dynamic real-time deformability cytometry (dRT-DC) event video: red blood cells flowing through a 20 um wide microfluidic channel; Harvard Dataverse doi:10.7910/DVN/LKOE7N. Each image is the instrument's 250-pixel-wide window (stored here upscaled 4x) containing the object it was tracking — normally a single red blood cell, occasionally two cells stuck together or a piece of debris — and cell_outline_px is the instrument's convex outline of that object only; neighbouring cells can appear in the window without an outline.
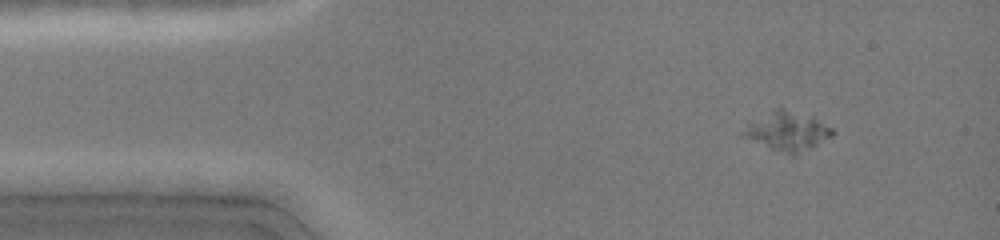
{"species": "common noctule bat (a hibernating species)", "species_latin": "Nyctalus noctula", "temperature_condition": "cold", "stored_images_in_passage": 18, "camera_frame_rate_fps": 3000, "um_per_image_px": 0.085, "animal": {"sex": "female", "body_mass_g": 19.0, "forearm_length_mm": 51.5}, "frame": {"image": 1, "passage_image": 6, "time_ms": 1.333, "image_size_px": [1000, 240], "cell_outline_px": [[836, 132], [832, 136], [796, 156], [792, 156], [736, 136], [748, 120], [772, 108], [780, 108], [812, 116], [832, 128]], "centroid_in_image_um": [66.79, 11.15], "position_along_channel_um": 18.2, "area_um2": 21.04}}
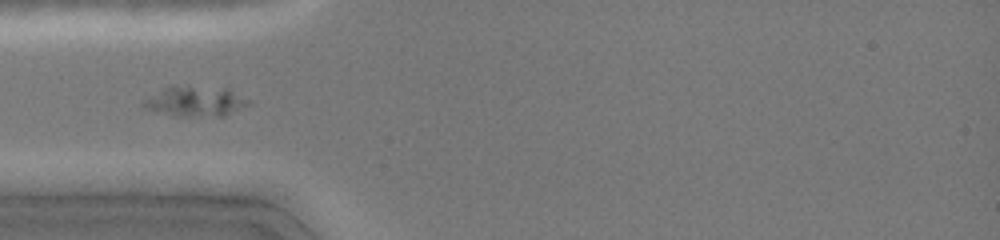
{"frame": {"image": 2, "passage_image": 17, "time_ms": 4.333, "image_size_px": [1000, 240], "cell_outline_px": [[252, 104], [224, 116], [176, 116], [144, 108], [140, 104], [144, 100], [168, 84], [188, 84], [228, 88], [252, 100]], "centroid_in_image_um": [16.64, 8.57], "position_along_channel_um": 68.4, "area_um2": 19.25}}